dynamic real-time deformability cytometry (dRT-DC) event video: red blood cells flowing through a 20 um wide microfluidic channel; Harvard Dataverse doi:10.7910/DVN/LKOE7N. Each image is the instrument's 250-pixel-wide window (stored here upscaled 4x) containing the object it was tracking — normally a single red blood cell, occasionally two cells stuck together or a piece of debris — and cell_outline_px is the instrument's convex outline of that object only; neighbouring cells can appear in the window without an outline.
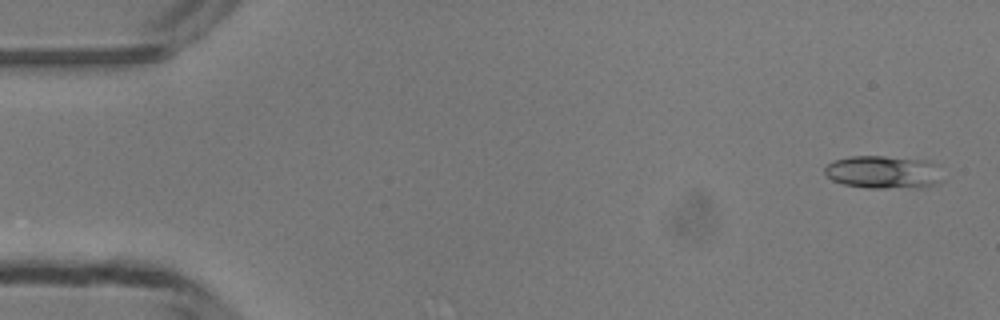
{"species": "common noctule bat (a hibernating species)", "species_latin": "Nyctalus noctula", "temperature_condition": "room temperature", "stored_images_in_passage": 48, "camera_frame_rate_fps": 3000, "um_per_image_px": 0.085, "animal": {"sex": "male", "body_mass_g": 13.3}, "frame": {"image": 1, "passage_image": 2, "time_ms": 0.333, "image_size_px": [1000, 320], "cell_outline_px": [[944, 180], [932, 184], [916, 188], [868, 188], [844, 184], [832, 180], [824, 172], [824, 168], [828, 164], [836, 160], [852, 156], [884, 156], [928, 160], [936, 164]], "centroid_in_image_um": [75.11, 14.63], "position_along_channel_um": 9.9, "area_um2": 22.66}}
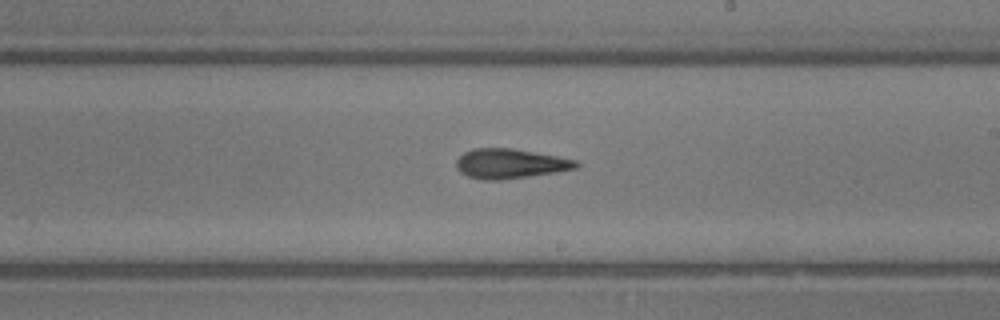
{"frame": {"image": 2, "passage_image": 28, "time_ms": 9.0, "image_size_px": [1000, 320], "cell_outline_px": [[580, 164], [576, 168], [552, 172], [500, 180], [484, 180], [468, 176], [460, 172], [456, 168], [456, 160], [464, 152], [472, 148], [512, 148], [556, 156], [576, 160]], "centroid_in_image_um": [43.3, 13.9], "position_along_channel_um": 245.7, "area_um2": 20.46}}
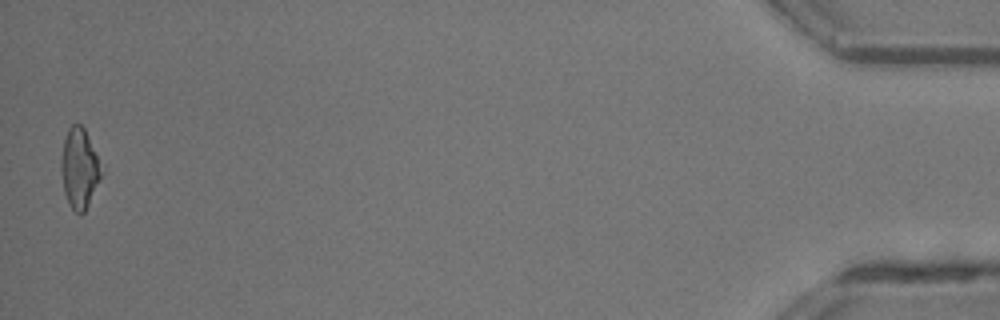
{"frame": {"image": 3, "passage_image": 48, "time_ms": 15.667, "image_size_px": [1000, 320], "cell_outline_px": [[100, 176], [88, 204], [84, 212], [80, 216], [68, 204], [64, 192], [60, 168], [60, 160], [64, 140], [68, 128], [72, 124], [80, 124], [84, 128], [96, 156], [100, 172]], "centroid_in_image_um": [6.68, 14.32], "position_along_channel_um": 428.5, "area_um2": 18.09}, "authors_computed_cell_mechanics": {"area_um2": 19.7965, "velocity_mm_per_s": 4.2238, "shape_relaxation_time_tau1_ms": 5.0597, "shape_relaxation_time_tau2_ms": 1.9888, "deformation_change_tau1": 0.1767, "deformation_change_tau2": 0.1197}}